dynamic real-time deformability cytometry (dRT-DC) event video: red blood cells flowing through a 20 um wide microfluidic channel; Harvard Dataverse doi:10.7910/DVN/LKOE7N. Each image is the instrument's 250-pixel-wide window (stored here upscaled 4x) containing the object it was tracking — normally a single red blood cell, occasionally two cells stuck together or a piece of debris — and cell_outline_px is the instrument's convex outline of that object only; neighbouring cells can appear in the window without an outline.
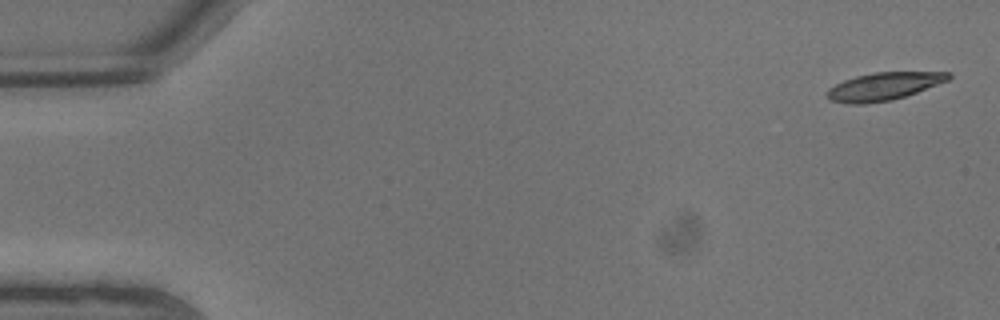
{"species": "common noctule bat (a hibernating species)", "species_latin": "Nyctalus noctula", "temperature_condition": "warm", "stored_images_in_passage": 9, "camera_frame_rate_fps": 3000, "um_per_image_px": 0.085, "animal": {"sex": "male", "body_mass_g": 13.3}, "frame": {"image": 1, "passage_image": 1, "time_ms": 0.0, "image_size_px": [1000, 320], "cell_outline_px": [[952, 76], [948, 80], [916, 92], [892, 100], [864, 104], [848, 104], [828, 100], [824, 96], [824, 92], [828, 88], [844, 80], [856, 76], [876, 72], [952, 72]], "centroid_in_image_um": [75.05, 7.35], "position_along_channel_um": 10.0, "area_um2": 19.71}}
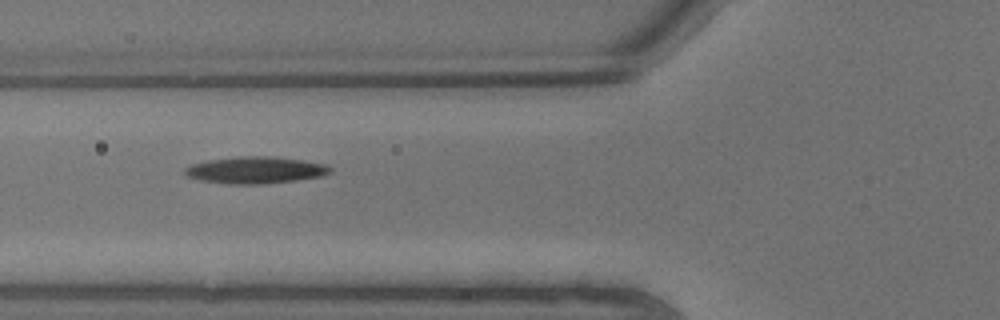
{"frame": {"image": 2, "passage_image": 8, "time_ms": 2.333, "image_size_px": [1000, 320], "cell_outline_px": [[332, 172], [324, 176], [296, 180], [260, 184], [228, 184], [200, 180], [184, 176], [184, 168], [192, 164], [208, 160], [244, 156], [268, 156], [300, 160], [324, 164], [332, 168]], "centroid_in_image_um": [21.69, 14.47], "position_along_channel_um": 104.1, "area_um2": 22.66}}
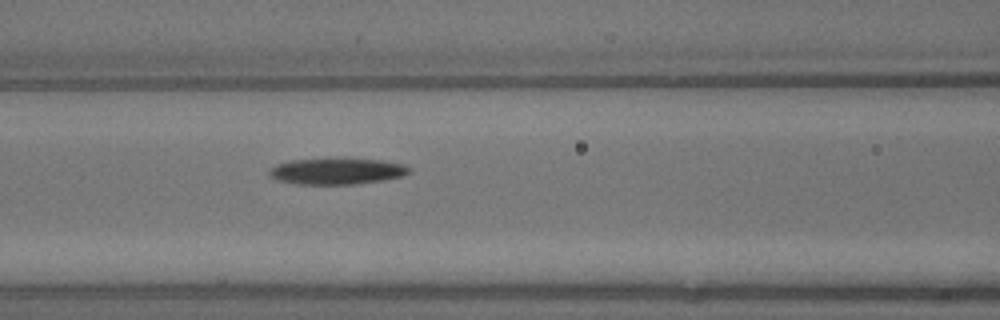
{"frame": {"image": 3, "passage_image": 9, "time_ms": 2.667, "image_size_px": [1000, 320], "cell_outline_px": [[408, 172], [404, 176], [356, 184], [296, 184], [276, 180], [268, 176], [268, 172], [276, 164], [292, 160], [340, 156], [380, 160], [404, 164], [408, 168]], "centroid_in_image_um": [28.58, 14.52], "position_along_channel_um": 138.0, "area_um2": 22.02}}